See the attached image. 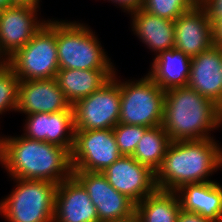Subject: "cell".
<instances>
[{
    "label": "cell",
    "mask_w": 222,
    "mask_h": 222,
    "mask_svg": "<svg viewBox=\"0 0 222 222\" xmlns=\"http://www.w3.org/2000/svg\"><path fill=\"white\" fill-rule=\"evenodd\" d=\"M181 209L212 222L222 219V185L215 181L186 184L176 191Z\"/></svg>",
    "instance_id": "18"
},
{
    "label": "cell",
    "mask_w": 222,
    "mask_h": 222,
    "mask_svg": "<svg viewBox=\"0 0 222 222\" xmlns=\"http://www.w3.org/2000/svg\"><path fill=\"white\" fill-rule=\"evenodd\" d=\"M129 14L133 33L156 55L175 48L174 21L149 14L142 8Z\"/></svg>",
    "instance_id": "19"
},
{
    "label": "cell",
    "mask_w": 222,
    "mask_h": 222,
    "mask_svg": "<svg viewBox=\"0 0 222 222\" xmlns=\"http://www.w3.org/2000/svg\"><path fill=\"white\" fill-rule=\"evenodd\" d=\"M200 4L206 10H222V0H202Z\"/></svg>",
    "instance_id": "30"
},
{
    "label": "cell",
    "mask_w": 222,
    "mask_h": 222,
    "mask_svg": "<svg viewBox=\"0 0 222 222\" xmlns=\"http://www.w3.org/2000/svg\"><path fill=\"white\" fill-rule=\"evenodd\" d=\"M19 82L13 69L7 64H0V115L5 111H17Z\"/></svg>",
    "instance_id": "24"
},
{
    "label": "cell",
    "mask_w": 222,
    "mask_h": 222,
    "mask_svg": "<svg viewBox=\"0 0 222 222\" xmlns=\"http://www.w3.org/2000/svg\"><path fill=\"white\" fill-rule=\"evenodd\" d=\"M121 156L113 129L75 130L72 170L103 172Z\"/></svg>",
    "instance_id": "9"
},
{
    "label": "cell",
    "mask_w": 222,
    "mask_h": 222,
    "mask_svg": "<svg viewBox=\"0 0 222 222\" xmlns=\"http://www.w3.org/2000/svg\"><path fill=\"white\" fill-rule=\"evenodd\" d=\"M24 126L25 138L45 141L71 153L75 136L72 106L61 112L28 114Z\"/></svg>",
    "instance_id": "14"
},
{
    "label": "cell",
    "mask_w": 222,
    "mask_h": 222,
    "mask_svg": "<svg viewBox=\"0 0 222 222\" xmlns=\"http://www.w3.org/2000/svg\"><path fill=\"white\" fill-rule=\"evenodd\" d=\"M116 74L72 106L75 130L113 129L118 124L121 96Z\"/></svg>",
    "instance_id": "8"
},
{
    "label": "cell",
    "mask_w": 222,
    "mask_h": 222,
    "mask_svg": "<svg viewBox=\"0 0 222 222\" xmlns=\"http://www.w3.org/2000/svg\"><path fill=\"white\" fill-rule=\"evenodd\" d=\"M212 22L213 44L222 48V10H206Z\"/></svg>",
    "instance_id": "27"
},
{
    "label": "cell",
    "mask_w": 222,
    "mask_h": 222,
    "mask_svg": "<svg viewBox=\"0 0 222 222\" xmlns=\"http://www.w3.org/2000/svg\"><path fill=\"white\" fill-rule=\"evenodd\" d=\"M177 222H212L198 213L187 212L181 209Z\"/></svg>",
    "instance_id": "29"
},
{
    "label": "cell",
    "mask_w": 222,
    "mask_h": 222,
    "mask_svg": "<svg viewBox=\"0 0 222 222\" xmlns=\"http://www.w3.org/2000/svg\"><path fill=\"white\" fill-rule=\"evenodd\" d=\"M56 20H47L29 43L7 60L20 81L55 78L59 70Z\"/></svg>",
    "instance_id": "6"
},
{
    "label": "cell",
    "mask_w": 222,
    "mask_h": 222,
    "mask_svg": "<svg viewBox=\"0 0 222 222\" xmlns=\"http://www.w3.org/2000/svg\"><path fill=\"white\" fill-rule=\"evenodd\" d=\"M37 12L38 8L20 5L0 10V64L29 43L47 22L37 20Z\"/></svg>",
    "instance_id": "11"
},
{
    "label": "cell",
    "mask_w": 222,
    "mask_h": 222,
    "mask_svg": "<svg viewBox=\"0 0 222 222\" xmlns=\"http://www.w3.org/2000/svg\"><path fill=\"white\" fill-rule=\"evenodd\" d=\"M198 3L197 0H144L142 9L154 16L175 21Z\"/></svg>",
    "instance_id": "25"
},
{
    "label": "cell",
    "mask_w": 222,
    "mask_h": 222,
    "mask_svg": "<svg viewBox=\"0 0 222 222\" xmlns=\"http://www.w3.org/2000/svg\"><path fill=\"white\" fill-rule=\"evenodd\" d=\"M0 163L12 178L55 184L70 178L73 171L71 153L66 148L23 135L0 137Z\"/></svg>",
    "instance_id": "1"
},
{
    "label": "cell",
    "mask_w": 222,
    "mask_h": 222,
    "mask_svg": "<svg viewBox=\"0 0 222 222\" xmlns=\"http://www.w3.org/2000/svg\"><path fill=\"white\" fill-rule=\"evenodd\" d=\"M171 142L162 125L148 128L139 140L132 157L156 172Z\"/></svg>",
    "instance_id": "23"
},
{
    "label": "cell",
    "mask_w": 222,
    "mask_h": 222,
    "mask_svg": "<svg viewBox=\"0 0 222 222\" xmlns=\"http://www.w3.org/2000/svg\"><path fill=\"white\" fill-rule=\"evenodd\" d=\"M221 72H222V48H221Z\"/></svg>",
    "instance_id": "34"
},
{
    "label": "cell",
    "mask_w": 222,
    "mask_h": 222,
    "mask_svg": "<svg viewBox=\"0 0 222 222\" xmlns=\"http://www.w3.org/2000/svg\"><path fill=\"white\" fill-rule=\"evenodd\" d=\"M14 6L11 0H0V10Z\"/></svg>",
    "instance_id": "33"
},
{
    "label": "cell",
    "mask_w": 222,
    "mask_h": 222,
    "mask_svg": "<svg viewBox=\"0 0 222 222\" xmlns=\"http://www.w3.org/2000/svg\"><path fill=\"white\" fill-rule=\"evenodd\" d=\"M174 33L175 48L191 58L214 46L212 22L200 3L174 21Z\"/></svg>",
    "instance_id": "13"
},
{
    "label": "cell",
    "mask_w": 222,
    "mask_h": 222,
    "mask_svg": "<svg viewBox=\"0 0 222 222\" xmlns=\"http://www.w3.org/2000/svg\"><path fill=\"white\" fill-rule=\"evenodd\" d=\"M14 190L0 202L9 222H54L57 185L43 180L12 178ZM16 180V181H15Z\"/></svg>",
    "instance_id": "5"
},
{
    "label": "cell",
    "mask_w": 222,
    "mask_h": 222,
    "mask_svg": "<svg viewBox=\"0 0 222 222\" xmlns=\"http://www.w3.org/2000/svg\"><path fill=\"white\" fill-rule=\"evenodd\" d=\"M72 176L84 187L96 206L99 222H112L132 216L136 204L118 192L102 172L73 170Z\"/></svg>",
    "instance_id": "10"
},
{
    "label": "cell",
    "mask_w": 222,
    "mask_h": 222,
    "mask_svg": "<svg viewBox=\"0 0 222 222\" xmlns=\"http://www.w3.org/2000/svg\"><path fill=\"white\" fill-rule=\"evenodd\" d=\"M120 86L121 106L119 122L147 128L162 125L165 91L148 75L140 80H127Z\"/></svg>",
    "instance_id": "7"
},
{
    "label": "cell",
    "mask_w": 222,
    "mask_h": 222,
    "mask_svg": "<svg viewBox=\"0 0 222 222\" xmlns=\"http://www.w3.org/2000/svg\"><path fill=\"white\" fill-rule=\"evenodd\" d=\"M13 5H20V6H30L39 8L40 0H11Z\"/></svg>",
    "instance_id": "31"
},
{
    "label": "cell",
    "mask_w": 222,
    "mask_h": 222,
    "mask_svg": "<svg viewBox=\"0 0 222 222\" xmlns=\"http://www.w3.org/2000/svg\"><path fill=\"white\" fill-rule=\"evenodd\" d=\"M98 39L86 24L57 20L59 69L115 70Z\"/></svg>",
    "instance_id": "4"
},
{
    "label": "cell",
    "mask_w": 222,
    "mask_h": 222,
    "mask_svg": "<svg viewBox=\"0 0 222 222\" xmlns=\"http://www.w3.org/2000/svg\"><path fill=\"white\" fill-rule=\"evenodd\" d=\"M221 125L222 108L213 100L188 85L165 91L162 127L171 141L213 138Z\"/></svg>",
    "instance_id": "3"
},
{
    "label": "cell",
    "mask_w": 222,
    "mask_h": 222,
    "mask_svg": "<svg viewBox=\"0 0 222 222\" xmlns=\"http://www.w3.org/2000/svg\"><path fill=\"white\" fill-rule=\"evenodd\" d=\"M54 222H99L96 206L73 176L57 185Z\"/></svg>",
    "instance_id": "16"
},
{
    "label": "cell",
    "mask_w": 222,
    "mask_h": 222,
    "mask_svg": "<svg viewBox=\"0 0 222 222\" xmlns=\"http://www.w3.org/2000/svg\"><path fill=\"white\" fill-rule=\"evenodd\" d=\"M148 76L164 91L187 86L191 57L176 48L161 51L153 59Z\"/></svg>",
    "instance_id": "20"
},
{
    "label": "cell",
    "mask_w": 222,
    "mask_h": 222,
    "mask_svg": "<svg viewBox=\"0 0 222 222\" xmlns=\"http://www.w3.org/2000/svg\"><path fill=\"white\" fill-rule=\"evenodd\" d=\"M117 4L124 10V12L131 13L135 10L142 8L144 0H109Z\"/></svg>",
    "instance_id": "28"
},
{
    "label": "cell",
    "mask_w": 222,
    "mask_h": 222,
    "mask_svg": "<svg viewBox=\"0 0 222 222\" xmlns=\"http://www.w3.org/2000/svg\"><path fill=\"white\" fill-rule=\"evenodd\" d=\"M102 173L118 192L135 204L157 189L155 172L132 156L122 155Z\"/></svg>",
    "instance_id": "12"
},
{
    "label": "cell",
    "mask_w": 222,
    "mask_h": 222,
    "mask_svg": "<svg viewBox=\"0 0 222 222\" xmlns=\"http://www.w3.org/2000/svg\"><path fill=\"white\" fill-rule=\"evenodd\" d=\"M115 72L116 70L59 69L55 79L67 101L73 106L101 88Z\"/></svg>",
    "instance_id": "21"
},
{
    "label": "cell",
    "mask_w": 222,
    "mask_h": 222,
    "mask_svg": "<svg viewBox=\"0 0 222 222\" xmlns=\"http://www.w3.org/2000/svg\"><path fill=\"white\" fill-rule=\"evenodd\" d=\"M188 86L222 108L221 48L213 46L191 58Z\"/></svg>",
    "instance_id": "17"
},
{
    "label": "cell",
    "mask_w": 222,
    "mask_h": 222,
    "mask_svg": "<svg viewBox=\"0 0 222 222\" xmlns=\"http://www.w3.org/2000/svg\"><path fill=\"white\" fill-rule=\"evenodd\" d=\"M222 168V147L213 138L172 141L155 172L157 189L177 191L186 184L209 182Z\"/></svg>",
    "instance_id": "2"
},
{
    "label": "cell",
    "mask_w": 222,
    "mask_h": 222,
    "mask_svg": "<svg viewBox=\"0 0 222 222\" xmlns=\"http://www.w3.org/2000/svg\"><path fill=\"white\" fill-rule=\"evenodd\" d=\"M180 211L176 191L156 189L136 204L135 213L142 222H177Z\"/></svg>",
    "instance_id": "22"
},
{
    "label": "cell",
    "mask_w": 222,
    "mask_h": 222,
    "mask_svg": "<svg viewBox=\"0 0 222 222\" xmlns=\"http://www.w3.org/2000/svg\"><path fill=\"white\" fill-rule=\"evenodd\" d=\"M112 222H142L140 217L134 213L132 216L125 218V219H121V220H116V221H112Z\"/></svg>",
    "instance_id": "32"
},
{
    "label": "cell",
    "mask_w": 222,
    "mask_h": 222,
    "mask_svg": "<svg viewBox=\"0 0 222 222\" xmlns=\"http://www.w3.org/2000/svg\"><path fill=\"white\" fill-rule=\"evenodd\" d=\"M71 104L57 85L55 78L19 82L17 112L25 115L68 110Z\"/></svg>",
    "instance_id": "15"
},
{
    "label": "cell",
    "mask_w": 222,
    "mask_h": 222,
    "mask_svg": "<svg viewBox=\"0 0 222 222\" xmlns=\"http://www.w3.org/2000/svg\"><path fill=\"white\" fill-rule=\"evenodd\" d=\"M147 127L118 123L113 132L122 155L132 156Z\"/></svg>",
    "instance_id": "26"
}]
</instances>
